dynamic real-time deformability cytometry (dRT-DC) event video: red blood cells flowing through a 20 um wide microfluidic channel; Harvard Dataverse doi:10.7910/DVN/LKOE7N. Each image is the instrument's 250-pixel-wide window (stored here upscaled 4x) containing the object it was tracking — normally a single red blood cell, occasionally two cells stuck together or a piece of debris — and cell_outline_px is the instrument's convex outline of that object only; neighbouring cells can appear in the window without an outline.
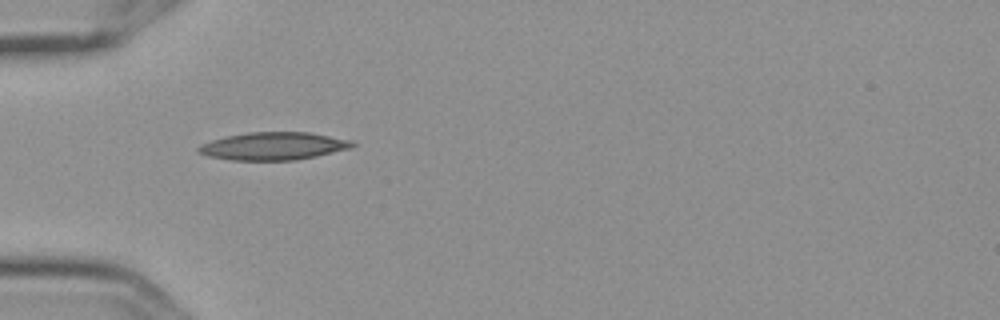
{"species": "Egyptian fruit bat (a non-hibernating species)", "species_latin": "Rousettus aegyptiacus", "temperature_condition": "cold", "stored_images_in_passage": 6, "camera_frame_rate_fps": 3000, "um_per_image_px": 0.085, "frame": {"image": 1, "passage_image": 5, "time_ms": 1.333, "image_size_px": [1000, 320], "cell_outline_px": [[356, 144], [352, 148], [316, 156], [296, 160], [232, 160], [208, 156], [200, 152], [196, 148], [200, 144], [212, 140], [228, 136], [248, 132], [308, 132], [352, 140]], "centroid_in_image_um": [23.27, 12.41], "position_along_channel_um": 61.7, "area_um2": 24.8}}
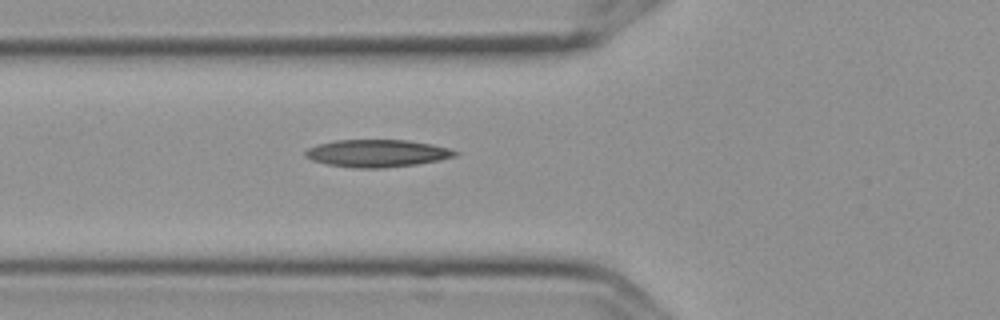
{"frame": {"image": 2, "passage_image": 6, "time_ms": 1.667, "image_size_px": [1000, 320], "cell_outline_px": [[460, 152], [456, 156], [440, 160], [416, 164], [384, 168], [356, 168], [328, 164], [312, 160], [304, 156], [304, 152], [308, 148], [320, 144], [336, 140], [408, 140], [432, 144], [448, 148]], "centroid_in_image_um": [32.08, 13.03], "position_along_channel_um": 93.7, "area_um2": 23.87}}